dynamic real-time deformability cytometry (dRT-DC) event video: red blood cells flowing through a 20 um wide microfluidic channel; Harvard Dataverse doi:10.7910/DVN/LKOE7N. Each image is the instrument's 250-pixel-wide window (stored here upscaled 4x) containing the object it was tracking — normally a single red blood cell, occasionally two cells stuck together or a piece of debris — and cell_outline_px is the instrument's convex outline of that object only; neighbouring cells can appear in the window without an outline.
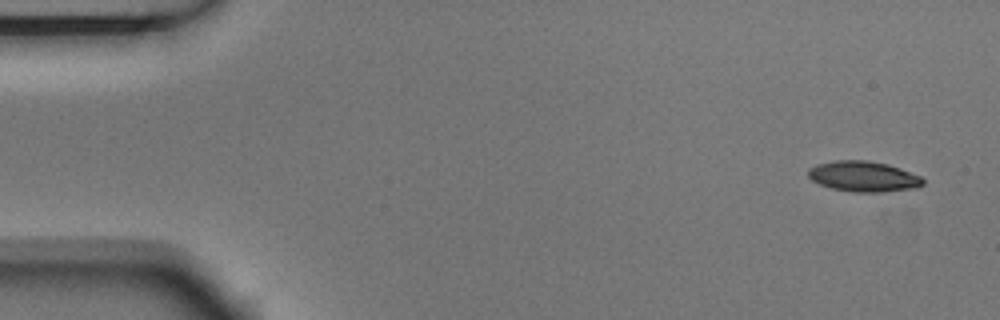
{"species": "Egyptian fruit bat (a non-hibernating species)", "species_latin": "Rousettus aegyptiacus", "temperature_condition": "room temperature", "stored_images_in_passage": 4, "camera_frame_rate_fps": 3000, "um_per_image_px": 0.085, "animal": {"sex": "male"}, "frame": {"image": 1, "passage_image": 1, "time_ms": 0.0, "image_size_px": [1000, 320], "cell_outline_px": [[924, 184], [916, 188], [884, 192], [852, 192], [832, 188], [820, 184], [812, 180], [808, 176], [808, 168], [816, 164], [836, 160], [868, 160], [888, 164], [900, 168], [920, 176], [924, 180]], "centroid_in_image_um": [73.4, 14.99], "position_along_channel_um": 11.6, "area_um2": 20.52}}
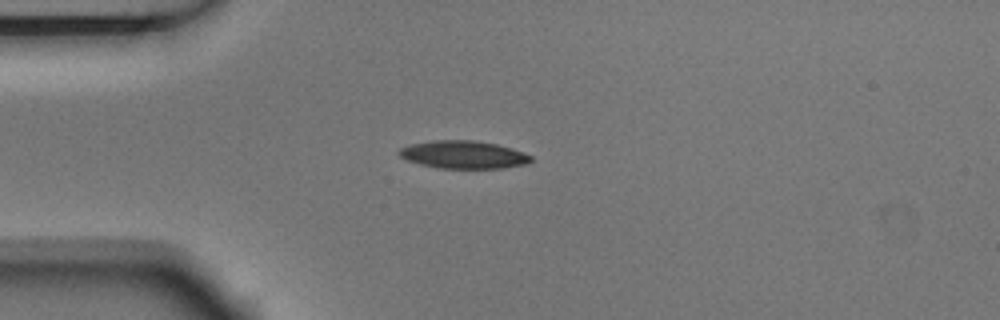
{"frame": {"image": 2, "passage_image": 4, "time_ms": 1.0, "image_size_px": [1000, 320], "cell_outline_px": [[532, 160], [524, 164], [504, 168], [440, 168], [420, 164], [408, 160], [400, 156], [396, 152], [400, 148], [412, 144], [432, 140], [472, 140], [496, 144], [512, 148], [524, 152], [532, 156]], "centroid_in_image_um": [39.39, 13.14], "position_along_channel_um": 45.6, "area_um2": 21.27}}